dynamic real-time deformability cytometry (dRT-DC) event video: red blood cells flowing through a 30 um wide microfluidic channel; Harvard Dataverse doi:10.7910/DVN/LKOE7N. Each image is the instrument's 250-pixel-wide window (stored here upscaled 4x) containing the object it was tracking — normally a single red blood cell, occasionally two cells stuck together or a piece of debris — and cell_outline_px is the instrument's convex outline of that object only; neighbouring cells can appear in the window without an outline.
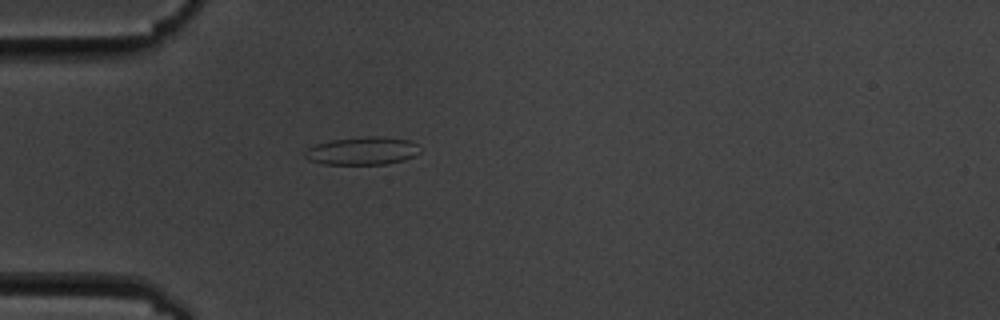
{"species": "common noctule bat (a hibernating species)", "species_latin": "Nyctalus noctula", "temperature_condition": "cold", "stored_images_in_passage": 2, "camera_frame_rate_fps": 3000, "um_per_image_px": 0.085, "animal": {"sex": "male", "body_mass_g": 19.5, "forearm_length_mm": 54.6}, "frame": {"image": 1, "passage_image": 2, "time_ms": 2.0, "image_size_px": [1000, 320], "cell_outline_px": [[420, 152], [416, 156], [404, 160], [388, 164], [324, 164], [308, 160], [304, 156], [304, 152], [308, 148], [316, 144], [332, 140], [368, 136], [380, 136], [412, 140], [416, 144]], "centroid_in_image_um": [30.83, 12.82], "position_along_channel_um": 54.2, "area_um2": 18.84}}